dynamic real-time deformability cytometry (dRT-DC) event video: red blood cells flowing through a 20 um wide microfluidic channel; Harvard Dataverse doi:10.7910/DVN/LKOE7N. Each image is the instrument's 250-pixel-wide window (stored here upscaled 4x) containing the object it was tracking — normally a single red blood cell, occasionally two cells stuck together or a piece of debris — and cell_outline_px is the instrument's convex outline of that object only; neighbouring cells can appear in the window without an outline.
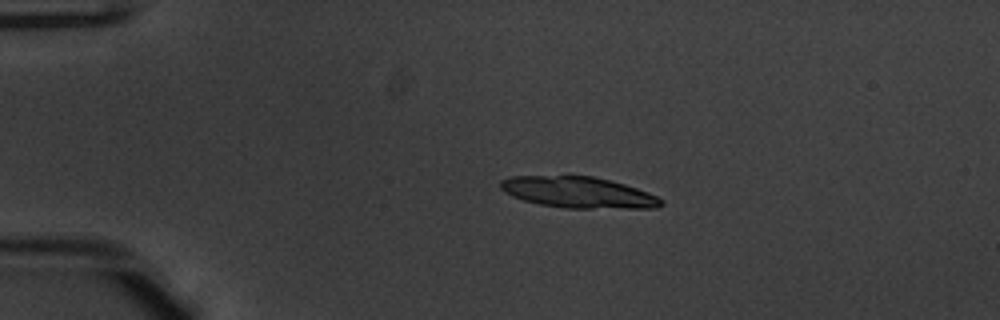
{"species": "common noctule bat (a hibernating species)", "species_latin": "Nyctalus noctula", "temperature_condition": "warm", "stored_images_in_passage": 16, "camera_frame_rate_fps": 3000, "um_per_image_px": 0.085, "animal": {"sex": "male", "body_mass_g": 20.1, "forearm_length_mm": 53.5}, "frame": {"image": 1, "passage_image": 7, "time_ms": 2.0, "image_size_px": [1000, 320], "cell_outline_px": [[664, 204], [656, 208], [564, 208], [540, 204], [524, 200], [512, 196], [504, 192], [500, 188], [500, 180], [508, 176], [592, 176], [624, 184], [648, 192], [664, 200]], "centroid_in_image_um": [49.14, 16.35], "position_along_channel_um": 35.9, "area_um2": 29.13}}